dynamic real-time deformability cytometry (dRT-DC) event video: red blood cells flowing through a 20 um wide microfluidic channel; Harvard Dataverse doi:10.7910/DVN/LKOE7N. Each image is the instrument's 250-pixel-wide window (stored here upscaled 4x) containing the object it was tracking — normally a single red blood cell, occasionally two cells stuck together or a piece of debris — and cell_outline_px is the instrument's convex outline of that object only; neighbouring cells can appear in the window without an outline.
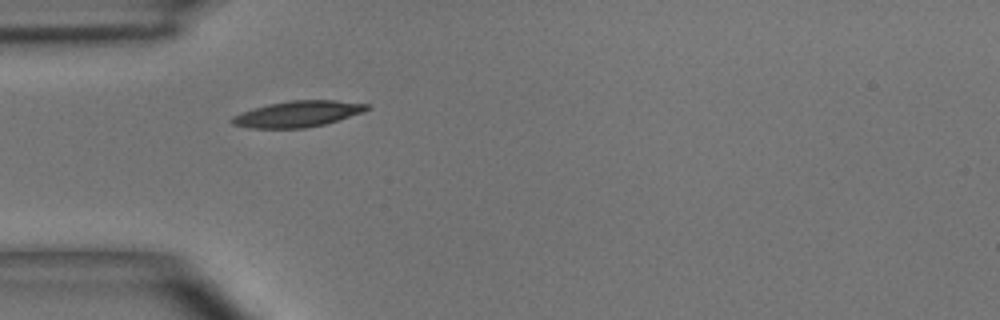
{"species": "common noctule bat (a hibernating species)", "species_latin": "Nyctalus noctula", "temperature_condition": "room temperature", "stored_images_in_passage": 5, "camera_frame_rate_fps": 3000, "um_per_image_px": 0.085, "animal": {"sex": "male", "body_mass_g": 15.6}, "frame": {"image": 1, "passage_image": 1, "time_ms": 0.0, "image_size_px": [1000, 320], "cell_outline_px": [[372, 108], [364, 112], [324, 124], [304, 128], [252, 128], [232, 124], [228, 120], [232, 116], [268, 104], [288, 100], [332, 100], [368, 104]], "centroid_in_image_um": [25.32, 9.68], "position_along_channel_um": 59.7, "area_um2": 20.35}}
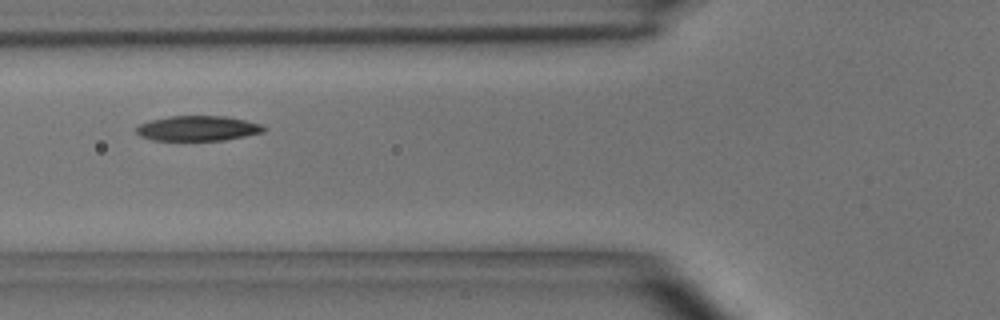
{"frame": {"image": 2, "passage_image": 2, "time_ms": 1.333, "image_size_px": [1000, 320], "cell_outline_px": [[268, 128], [264, 132], [224, 140], [152, 140], [140, 136], [136, 132], [136, 128], [140, 124], [152, 120], [168, 116], [224, 116], [264, 124]], "centroid_in_image_um": [16.85, 10.91], "position_along_channel_um": 108.9, "area_um2": 18.61}}
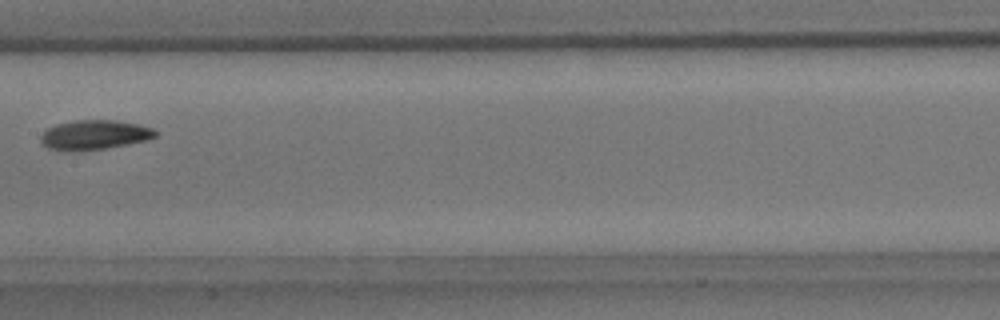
{"frame": {"image": 3, "passage_image": 4, "time_ms": 3.667, "image_size_px": [1000, 320], "cell_outline_px": [[156, 136], [148, 140], [104, 148], [72, 152], [64, 152], [48, 148], [40, 144], [40, 136], [48, 128], [56, 124], [76, 120], [116, 120], [136, 124], [152, 128], [156, 132]], "centroid_in_image_um": [7.96, 11.48], "position_along_channel_um": 199.4, "area_um2": 19.83}}